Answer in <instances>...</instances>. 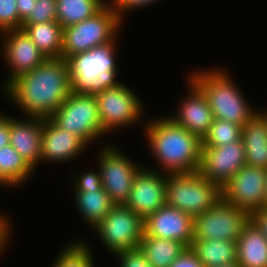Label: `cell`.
<instances>
[{
	"instance_id": "cell-12",
	"label": "cell",
	"mask_w": 267,
	"mask_h": 267,
	"mask_svg": "<svg viewBox=\"0 0 267 267\" xmlns=\"http://www.w3.org/2000/svg\"><path fill=\"white\" fill-rule=\"evenodd\" d=\"M95 97L101 125L105 132L115 127L122 128L133 124L142 116L141 101L133 91L121 83L116 87L105 89Z\"/></svg>"
},
{
	"instance_id": "cell-11",
	"label": "cell",
	"mask_w": 267,
	"mask_h": 267,
	"mask_svg": "<svg viewBox=\"0 0 267 267\" xmlns=\"http://www.w3.org/2000/svg\"><path fill=\"white\" fill-rule=\"evenodd\" d=\"M267 169L245 164L222 188V198L251 214L264 208Z\"/></svg>"
},
{
	"instance_id": "cell-20",
	"label": "cell",
	"mask_w": 267,
	"mask_h": 267,
	"mask_svg": "<svg viewBox=\"0 0 267 267\" xmlns=\"http://www.w3.org/2000/svg\"><path fill=\"white\" fill-rule=\"evenodd\" d=\"M247 165L267 169V117L255 113L242 127Z\"/></svg>"
},
{
	"instance_id": "cell-5",
	"label": "cell",
	"mask_w": 267,
	"mask_h": 267,
	"mask_svg": "<svg viewBox=\"0 0 267 267\" xmlns=\"http://www.w3.org/2000/svg\"><path fill=\"white\" fill-rule=\"evenodd\" d=\"M221 198L222 189L199 171L166 176V204L193 218L206 212Z\"/></svg>"
},
{
	"instance_id": "cell-36",
	"label": "cell",
	"mask_w": 267,
	"mask_h": 267,
	"mask_svg": "<svg viewBox=\"0 0 267 267\" xmlns=\"http://www.w3.org/2000/svg\"><path fill=\"white\" fill-rule=\"evenodd\" d=\"M250 220L267 238V209L262 208L250 214Z\"/></svg>"
},
{
	"instance_id": "cell-40",
	"label": "cell",
	"mask_w": 267,
	"mask_h": 267,
	"mask_svg": "<svg viewBox=\"0 0 267 267\" xmlns=\"http://www.w3.org/2000/svg\"><path fill=\"white\" fill-rule=\"evenodd\" d=\"M0 184L1 185H7V186H12L13 187V185L2 175V173L0 172Z\"/></svg>"
},
{
	"instance_id": "cell-23",
	"label": "cell",
	"mask_w": 267,
	"mask_h": 267,
	"mask_svg": "<svg viewBox=\"0 0 267 267\" xmlns=\"http://www.w3.org/2000/svg\"><path fill=\"white\" fill-rule=\"evenodd\" d=\"M191 249L204 267H221L237 262V244L229 240H193Z\"/></svg>"
},
{
	"instance_id": "cell-10",
	"label": "cell",
	"mask_w": 267,
	"mask_h": 267,
	"mask_svg": "<svg viewBox=\"0 0 267 267\" xmlns=\"http://www.w3.org/2000/svg\"><path fill=\"white\" fill-rule=\"evenodd\" d=\"M101 150L99 171L103 189L114 205H125L131 193L134 178L141 167L133 164L116 148L107 146Z\"/></svg>"
},
{
	"instance_id": "cell-27",
	"label": "cell",
	"mask_w": 267,
	"mask_h": 267,
	"mask_svg": "<svg viewBox=\"0 0 267 267\" xmlns=\"http://www.w3.org/2000/svg\"><path fill=\"white\" fill-rule=\"evenodd\" d=\"M34 169L9 144L0 149V172L13 185H20Z\"/></svg>"
},
{
	"instance_id": "cell-42",
	"label": "cell",
	"mask_w": 267,
	"mask_h": 267,
	"mask_svg": "<svg viewBox=\"0 0 267 267\" xmlns=\"http://www.w3.org/2000/svg\"><path fill=\"white\" fill-rule=\"evenodd\" d=\"M264 208L267 209V187H266V194H265V199H264Z\"/></svg>"
},
{
	"instance_id": "cell-31",
	"label": "cell",
	"mask_w": 267,
	"mask_h": 267,
	"mask_svg": "<svg viewBox=\"0 0 267 267\" xmlns=\"http://www.w3.org/2000/svg\"><path fill=\"white\" fill-rule=\"evenodd\" d=\"M21 27L16 0H0V33L19 30Z\"/></svg>"
},
{
	"instance_id": "cell-24",
	"label": "cell",
	"mask_w": 267,
	"mask_h": 267,
	"mask_svg": "<svg viewBox=\"0 0 267 267\" xmlns=\"http://www.w3.org/2000/svg\"><path fill=\"white\" fill-rule=\"evenodd\" d=\"M187 248L182 242L147 236L145 233L139 245L152 267H169Z\"/></svg>"
},
{
	"instance_id": "cell-21",
	"label": "cell",
	"mask_w": 267,
	"mask_h": 267,
	"mask_svg": "<svg viewBox=\"0 0 267 267\" xmlns=\"http://www.w3.org/2000/svg\"><path fill=\"white\" fill-rule=\"evenodd\" d=\"M237 263L241 267H267V238L249 220L237 242Z\"/></svg>"
},
{
	"instance_id": "cell-14",
	"label": "cell",
	"mask_w": 267,
	"mask_h": 267,
	"mask_svg": "<svg viewBox=\"0 0 267 267\" xmlns=\"http://www.w3.org/2000/svg\"><path fill=\"white\" fill-rule=\"evenodd\" d=\"M166 175L142 167L134 178L125 206L143 219L156 212L166 203Z\"/></svg>"
},
{
	"instance_id": "cell-16",
	"label": "cell",
	"mask_w": 267,
	"mask_h": 267,
	"mask_svg": "<svg viewBox=\"0 0 267 267\" xmlns=\"http://www.w3.org/2000/svg\"><path fill=\"white\" fill-rule=\"evenodd\" d=\"M2 34L5 36L3 54L7 65L12 69L6 80V87L16 77L35 69L47 58L22 29L9 30Z\"/></svg>"
},
{
	"instance_id": "cell-37",
	"label": "cell",
	"mask_w": 267,
	"mask_h": 267,
	"mask_svg": "<svg viewBox=\"0 0 267 267\" xmlns=\"http://www.w3.org/2000/svg\"><path fill=\"white\" fill-rule=\"evenodd\" d=\"M10 144V116L0 115V149Z\"/></svg>"
},
{
	"instance_id": "cell-26",
	"label": "cell",
	"mask_w": 267,
	"mask_h": 267,
	"mask_svg": "<svg viewBox=\"0 0 267 267\" xmlns=\"http://www.w3.org/2000/svg\"><path fill=\"white\" fill-rule=\"evenodd\" d=\"M74 196L83 219H86L94 228L114 206L108 193L103 188L88 192H75Z\"/></svg>"
},
{
	"instance_id": "cell-32",
	"label": "cell",
	"mask_w": 267,
	"mask_h": 267,
	"mask_svg": "<svg viewBox=\"0 0 267 267\" xmlns=\"http://www.w3.org/2000/svg\"><path fill=\"white\" fill-rule=\"evenodd\" d=\"M117 256L121 263L120 267H152L139 248L118 252Z\"/></svg>"
},
{
	"instance_id": "cell-35",
	"label": "cell",
	"mask_w": 267,
	"mask_h": 267,
	"mask_svg": "<svg viewBox=\"0 0 267 267\" xmlns=\"http://www.w3.org/2000/svg\"><path fill=\"white\" fill-rule=\"evenodd\" d=\"M169 267H204V265L196 253L191 248H187Z\"/></svg>"
},
{
	"instance_id": "cell-15",
	"label": "cell",
	"mask_w": 267,
	"mask_h": 267,
	"mask_svg": "<svg viewBox=\"0 0 267 267\" xmlns=\"http://www.w3.org/2000/svg\"><path fill=\"white\" fill-rule=\"evenodd\" d=\"M193 226V217L166 203L144 219L147 236L179 241L188 248L193 244Z\"/></svg>"
},
{
	"instance_id": "cell-8",
	"label": "cell",
	"mask_w": 267,
	"mask_h": 267,
	"mask_svg": "<svg viewBox=\"0 0 267 267\" xmlns=\"http://www.w3.org/2000/svg\"><path fill=\"white\" fill-rule=\"evenodd\" d=\"M250 214L221 198L206 212L194 217L193 240L237 242Z\"/></svg>"
},
{
	"instance_id": "cell-25",
	"label": "cell",
	"mask_w": 267,
	"mask_h": 267,
	"mask_svg": "<svg viewBox=\"0 0 267 267\" xmlns=\"http://www.w3.org/2000/svg\"><path fill=\"white\" fill-rule=\"evenodd\" d=\"M57 22L63 27L75 25L98 13L104 0H56Z\"/></svg>"
},
{
	"instance_id": "cell-9",
	"label": "cell",
	"mask_w": 267,
	"mask_h": 267,
	"mask_svg": "<svg viewBox=\"0 0 267 267\" xmlns=\"http://www.w3.org/2000/svg\"><path fill=\"white\" fill-rule=\"evenodd\" d=\"M95 227L102 243L116 255L139 248L144 234V219L125 205H114Z\"/></svg>"
},
{
	"instance_id": "cell-29",
	"label": "cell",
	"mask_w": 267,
	"mask_h": 267,
	"mask_svg": "<svg viewBox=\"0 0 267 267\" xmlns=\"http://www.w3.org/2000/svg\"><path fill=\"white\" fill-rule=\"evenodd\" d=\"M86 245L80 241L67 245L52 267H94L91 250Z\"/></svg>"
},
{
	"instance_id": "cell-30",
	"label": "cell",
	"mask_w": 267,
	"mask_h": 267,
	"mask_svg": "<svg viewBox=\"0 0 267 267\" xmlns=\"http://www.w3.org/2000/svg\"><path fill=\"white\" fill-rule=\"evenodd\" d=\"M56 5V0H34V7L22 24H39L57 21Z\"/></svg>"
},
{
	"instance_id": "cell-2",
	"label": "cell",
	"mask_w": 267,
	"mask_h": 267,
	"mask_svg": "<svg viewBox=\"0 0 267 267\" xmlns=\"http://www.w3.org/2000/svg\"><path fill=\"white\" fill-rule=\"evenodd\" d=\"M146 136L156 161L165 174L192 173L199 170L201 139L172 119L160 118L146 125ZM167 172V173H166Z\"/></svg>"
},
{
	"instance_id": "cell-19",
	"label": "cell",
	"mask_w": 267,
	"mask_h": 267,
	"mask_svg": "<svg viewBox=\"0 0 267 267\" xmlns=\"http://www.w3.org/2000/svg\"><path fill=\"white\" fill-rule=\"evenodd\" d=\"M28 121L10 118V145L34 169L41 161L43 118L27 117Z\"/></svg>"
},
{
	"instance_id": "cell-7",
	"label": "cell",
	"mask_w": 267,
	"mask_h": 267,
	"mask_svg": "<svg viewBox=\"0 0 267 267\" xmlns=\"http://www.w3.org/2000/svg\"><path fill=\"white\" fill-rule=\"evenodd\" d=\"M49 118L86 144L106 133L101 125L96 97L92 95L72 92Z\"/></svg>"
},
{
	"instance_id": "cell-4",
	"label": "cell",
	"mask_w": 267,
	"mask_h": 267,
	"mask_svg": "<svg viewBox=\"0 0 267 267\" xmlns=\"http://www.w3.org/2000/svg\"><path fill=\"white\" fill-rule=\"evenodd\" d=\"M190 81L206 96L214 119L243 127L258 112L249 107L234 81L220 69L195 72Z\"/></svg>"
},
{
	"instance_id": "cell-3",
	"label": "cell",
	"mask_w": 267,
	"mask_h": 267,
	"mask_svg": "<svg viewBox=\"0 0 267 267\" xmlns=\"http://www.w3.org/2000/svg\"><path fill=\"white\" fill-rule=\"evenodd\" d=\"M115 40L70 56L69 67L72 92L95 96L120 84L116 81Z\"/></svg>"
},
{
	"instance_id": "cell-18",
	"label": "cell",
	"mask_w": 267,
	"mask_h": 267,
	"mask_svg": "<svg viewBox=\"0 0 267 267\" xmlns=\"http://www.w3.org/2000/svg\"><path fill=\"white\" fill-rule=\"evenodd\" d=\"M189 83L190 96L187 95L181 103L177 115L169 118L202 139L212 125L214 116L206 96L192 81L189 80Z\"/></svg>"
},
{
	"instance_id": "cell-28",
	"label": "cell",
	"mask_w": 267,
	"mask_h": 267,
	"mask_svg": "<svg viewBox=\"0 0 267 267\" xmlns=\"http://www.w3.org/2000/svg\"><path fill=\"white\" fill-rule=\"evenodd\" d=\"M242 138V126L226 120L214 119L201 139V147H220Z\"/></svg>"
},
{
	"instance_id": "cell-34",
	"label": "cell",
	"mask_w": 267,
	"mask_h": 267,
	"mask_svg": "<svg viewBox=\"0 0 267 267\" xmlns=\"http://www.w3.org/2000/svg\"><path fill=\"white\" fill-rule=\"evenodd\" d=\"M110 2L111 6L114 8V10L117 12V14L122 19L123 13H125L127 10L130 9H136L140 8L146 5H150L152 2H155L156 0H111Z\"/></svg>"
},
{
	"instance_id": "cell-38",
	"label": "cell",
	"mask_w": 267,
	"mask_h": 267,
	"mask_svg": "<svg viewBox=\"0 0 267 267\" xmlns=\"http://www.w3.org/2000/svg\"><path fill=\"white\" fill-rule=\"evenodd\" d=\"M19 18L23 22L31 13L34 7V0H16Z\"/></svg>"
},
{
	"instance_id": "cell-17",
	"label": "cell",
	"mask_w": 267,
	"mask_h": 267,
	"mask_svg": "<svg viewBox=\"0 0 267 267\" xmlns=\"http://www.w3.org/2000/svg\"><path fill=\"white\" fill-rule=\"evenodd\" d=\"M41 161H68L88 146L80 137L43 118Z\"/></svg>"
},
{
	"instance_id": "cell-13",
	"label": "cell",
	"mask_w": 267,
	"mask_h": 267,
	"mask_svg": "<svg viewBox=\"0 0 267 267\" xmlns=\"http://www.w3.org/2000/svg\"><path fill=\"white\" fill-rule=\"evenodd\" d=\"M246 164L243 140L220 147H201L199 172L221 189Z\"/></svg>"
},
{
	"instance_id": "cell-6",
	"label": "cell",
	"mask_w": 267,
	"mask_h": 267,
	"mask_svg": "<svg viewBox=\"0 0 267 267\" xmlns=\"http://www.w3.org/2000/svg\"><path fill=\"white\" fill-rule=\"evenodd\" d=\"M122 19L107 3L98 13L75 25L63 28L62 58L90 50L114 40Z\"/></svg>"
},
{
	"instance_id": "cell-33",
	"label": "cell",
	"mask_w": 267,
	"mask_h": 267,
	"mask_svg": "<svg viewBox=\"0 0 267 267\" xmlns=\"http://www.w3.org/2000/svg\"><path fill=\"white\" fill-rule=\"evenodd\" d=\"M76 181L75 192H88L103 188L100 171L98 173L88 172L82 176L80 175Z\"/></svg>"
},
{
	"instance_id": "cell-22",
	"label": "cell",
	"mask_w": 267,
	"mask_h": 267,
	"mask_svg": "<svg viewBox=\"0 0 267 267\" xmlns=\"http://www.w3.org/2000/svg\"><path fill=\"white\" fill-rule=\"evenodd\" d=\"M21 29L47 59L62 58L63 27L57 21L22 24Z\"/></svg>"
},
{
	"instance_id": "cell-1",
	"label": "cell",
	"mask_w": 267,
	"mask_h": 267,
	"mask_svg": "<svg viewBox=\"0 0 267 267\" xmlns=\"http://www.w3.org/2000/svg\"><path fill=\"white\" fill-rule=\"evenodd\" d=\"M4 88L28 117L49 118L72 93L68 64L63 58H48Z\"/></svg>"
},
{
	"instance_id": "cell-39",
	"label": "cell",
	"mask_w": 267,
	"mask_h": 267,
	"mask_svg": "<svg viewBox=\"0 0 267 267\" xmlns=\"http://www.w3.org/2000/svg\"><path fill=\"white\" fill-rule=\"evenodd\" d=\"M10 223L5 218V216L0 215V251L4 249V245L8 240V235L10 233Z\"/></svg>"
},
{
	"instance_id": "cell-41",
	"label": "cell",
	"mask_w": 267,
	"mask_h": 267,
	"mask_svg": "<svg viewBox=\"0 0 267 267\" xmlns=\"http://www.w3.org/2000/svg\"><path fill=\"white\" fill-rule=\"evenodd\" d=\"M221 267H241L237 262L231 264V265H226V266H221Z\"/></svg>"
}]
</instances>
